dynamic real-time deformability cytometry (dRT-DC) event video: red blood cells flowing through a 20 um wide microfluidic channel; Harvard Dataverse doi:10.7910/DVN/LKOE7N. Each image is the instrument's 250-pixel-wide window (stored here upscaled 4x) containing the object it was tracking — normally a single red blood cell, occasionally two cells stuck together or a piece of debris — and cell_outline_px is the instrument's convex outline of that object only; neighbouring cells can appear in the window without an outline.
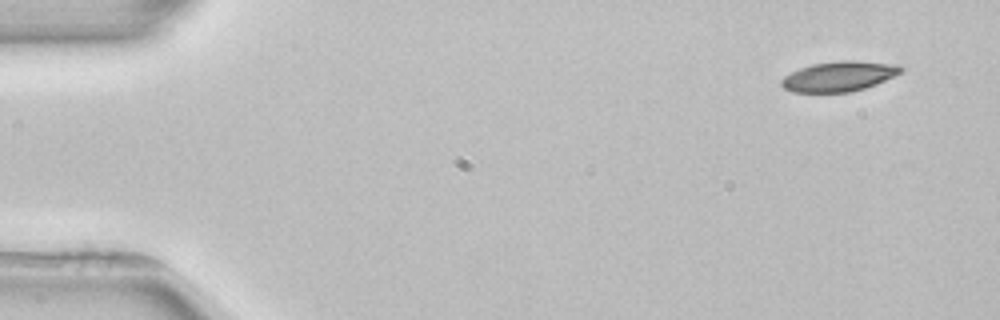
{"species": "common noctule bat (a hibernating species)", "species_latin": "Nyctalus noctula", "temperature_condition": "room temperature", "stored_images_in_passage": 3, "segment_of_instrument_passage": [2, 2], "camera_frame_rate_fps": 3000, "um_per_image_px": 0.085, "animal": {"sex": "female", "body_mass_g": 22.7, "forearm_length_mm": 54.2}, "frame": {"image": 1, "passage_image": 3, "time_ms": 3.667, "image_size_px": [1000, 320], "cell_outline_px": [[904, 68], [900, 72], [876, 84], [864, 88], [848, 92], [792, 92], [784, 88], [780, 84], [780, 80], [784, 76], [800, 68], [812, 64], [844, 60], [852, 60], [900, 64]], "centroid_in_image_um": [71.3, 6.48], "position_along_channel_um": 13.7, "area_um2": 20.81}}